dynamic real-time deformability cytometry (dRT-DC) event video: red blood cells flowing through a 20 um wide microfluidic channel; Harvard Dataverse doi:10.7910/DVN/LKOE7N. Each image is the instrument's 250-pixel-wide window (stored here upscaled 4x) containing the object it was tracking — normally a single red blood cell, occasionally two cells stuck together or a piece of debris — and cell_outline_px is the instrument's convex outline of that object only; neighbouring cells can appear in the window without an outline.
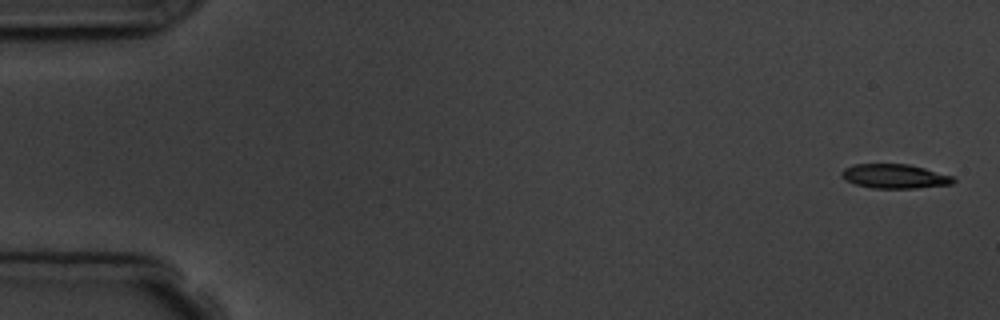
{"species": "common noctule bat (a hibernating species)", "species_latin": "Nyctalus noctula", "temperature_condition": "room temperature", "stored_images_in_passage": 10, "camera_frame_rate_fps": 3000, "um_per_image_px": 0.085, "animal": {"sex": "male", "body_mass_g": 19.5, "forearm_length_mm": 54.6}, "frame": {"image": 1, "passage_image": 1, "time_ms": 0.0, "image_size_px": [1000, 320], "cell_outline_px": [[956, 180], [952, 184], [916, 188], [872, 188], [856, 184], [844, 180], [840, 176], [840, 172], [844, 168], [852, 164], [908, 164], [924, 168], [952, 176]], "centroid_in_image_um": [76.0, 14.98], "position_along_channel_um": 9.0, "area_um2": 15.84}}
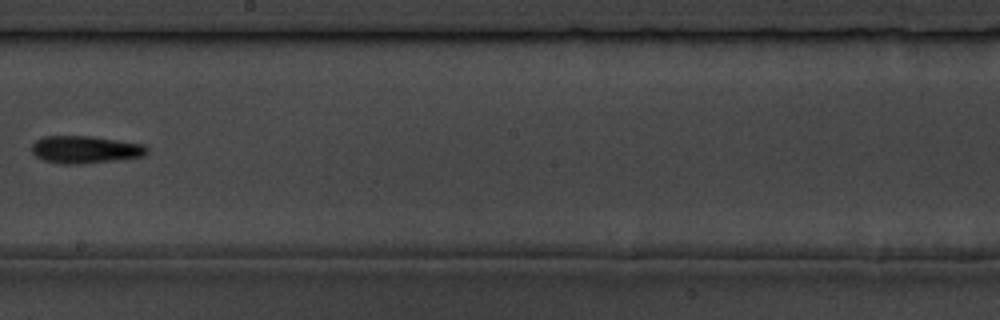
{"frame": {"image": 2, "passage_image": 9, "time_ms": 10.0, "image_size_px": [1000, 320], "cell_outline_px": [[148, 152], [144, 156], [112, 160], [76, 164], [60, 164], [44, 160], [36, 156], [32, 152], [32, 144], [36, 140], [44, 136], [92, 136], [144, 144], [148, 148]], "centroid_in_image_um": [7.24, 12.7], "position_along_channel_um": 241.0, "area_um2": 18.32}}
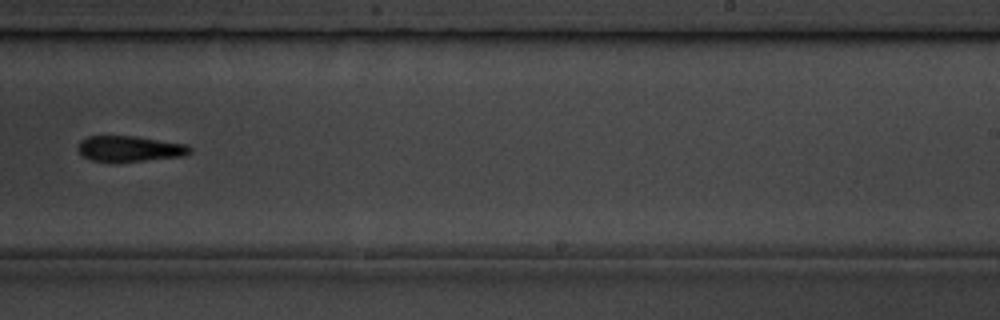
{"frame": {"image": 3, "passage_image": 10, "time_ms": 11.0, "image_size_px": [1000, 320], "cell_outline_px": [[192, 152], [184, 156], [116, 164], [112, 164], [92, 160], [84, 156], [76, 148], [80, 140], [88, 136], [136, 136], [188, 144], [192, 148]], "centroid_in_image_um": [11.03, 12.67], "position_along_channel_um": 278.0, "area_um2": 17.46}}